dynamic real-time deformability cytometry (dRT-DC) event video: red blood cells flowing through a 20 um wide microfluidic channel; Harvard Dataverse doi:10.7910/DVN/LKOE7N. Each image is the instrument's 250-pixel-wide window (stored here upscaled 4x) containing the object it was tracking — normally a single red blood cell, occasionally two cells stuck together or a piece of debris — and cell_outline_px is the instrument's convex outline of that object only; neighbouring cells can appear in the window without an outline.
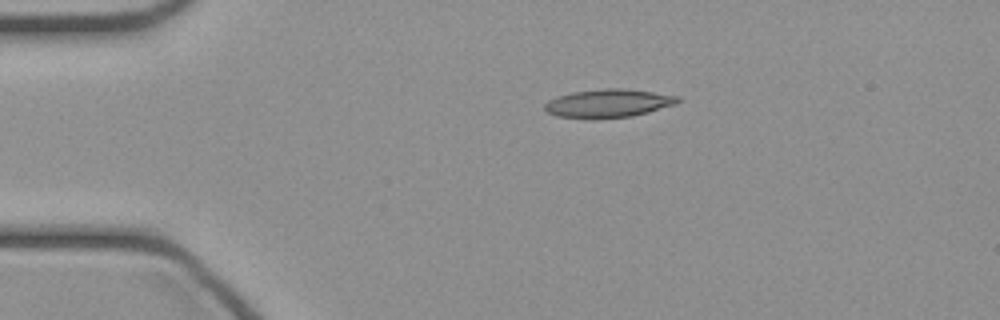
{"species": "common noctule bat (a hibernating species)", "species_latin": "Nyctalus noctula", "temperature_condition": "cold", "stored_images_in_passage": 38, "camera_frame_rate_fps": 3000, "um_per_image_px": 0.085, "animal": {"sex": "female", "body_mass_g": 21.9}, "frame": {"image": 1, "passage_image": 1, "time_ms": 0.0, "image_size_px": [1000, 320], "cell_outline_px": [[680, 100], [676, 104], [648, 112], [632, 116], [556, 116], [548, 112], [544, 108], [544, 104], [548, 100], [572, 92], [604, 88], [624, 88], [680, 96]], "centroid_in_image_um": [51.76, 8.73], "position_along_channel_um": 33.2, "area_um2": 21.1}}
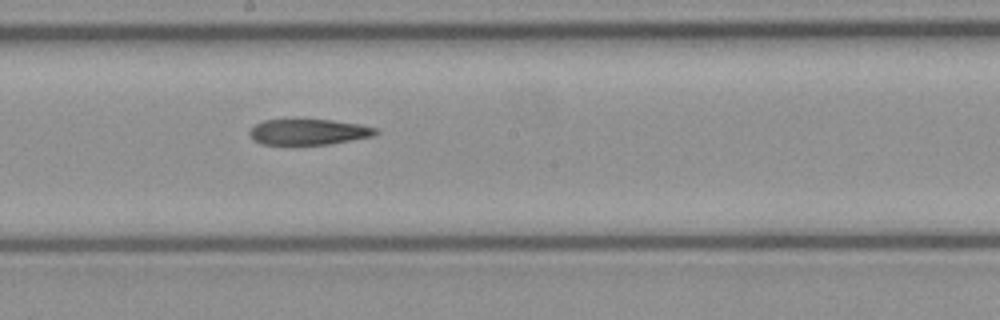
{"frame": {"image": 2, "passage_image": 17, "time_ms": 5.333, "image_size_px": [1000, 320], "cell_outline_px": [[380, 132], [376, 136], [328, 144], [260, 144], [252, 140], [248, 132], [256, 124], [264, 120], [296, 116], [332, 120], [360, 124], [376, 128]], "centroid_in_image_um": [26.21, 11.16], "position_along_channel_um": 222.0, "area_um2": 19.88}}
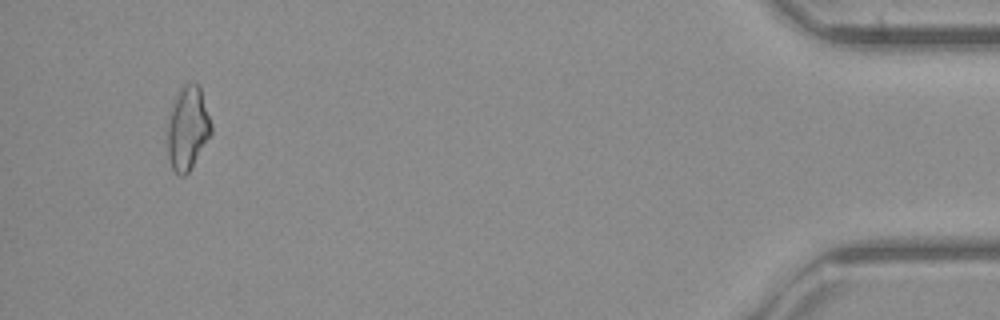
{"frame": {"image": 3, "passage_image": 36, "time_ms": 11.667, "image_size_px": [1000, 320], "cell_outline_px": [[212, 132], [188, 172], [184, 176], [180, 176], [172, 168], [168, 156], [168, 112], [180, 88], [184, 84], [196, 84], [200, 88], [212, 124]], "centroid_in_image_um": [15.94, 10.89], "position_along_channel_um": 419.3, "area_um2": 20.98}}